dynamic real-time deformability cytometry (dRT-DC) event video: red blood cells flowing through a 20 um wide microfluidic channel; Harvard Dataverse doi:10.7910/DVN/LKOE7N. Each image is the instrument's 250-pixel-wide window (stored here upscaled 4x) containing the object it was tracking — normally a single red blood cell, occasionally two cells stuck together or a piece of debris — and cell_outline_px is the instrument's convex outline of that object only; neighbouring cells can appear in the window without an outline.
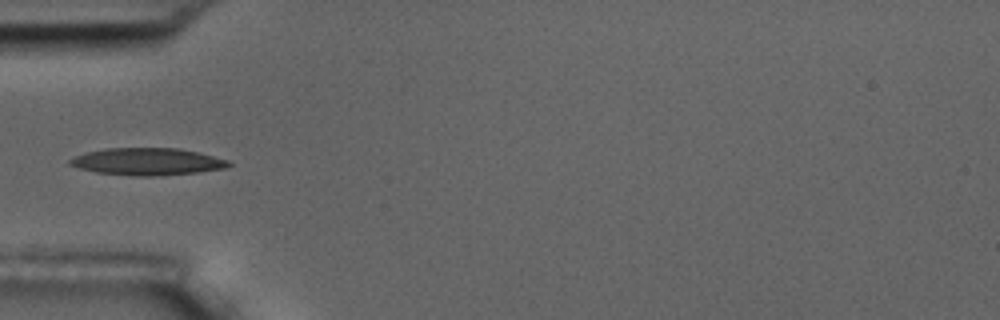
{"species": "common noctule bat (a hibernating species)", "species_latin": "Nyctalus noctula", "temperature_condition": "room temperature", "stored_images_in_passage": 10, "camera_frame_rate_fps": 3000, "um_per_image_px": 0.085, "animal": {"sex": "male", "body_mass_g": 17.5, "forearm_length_mm": 52.3}, "frame": {"image": 1, "passage_image": 6, "time_ms": 5.667, "image_size_px": [1000, 320], "cell_outline_px": [[232, 164], [228, 168], [196, 172], [152, 176], [132, 176], [96, 172], [80, 168], [68, 164], [68, 160], [84, 152], [104, 148], [180, 148], [228, 160]], "centroid_in_image_um": [12.5, 13.73], "position_along_channel_um": 72.5, "area_um2": 25.09}}
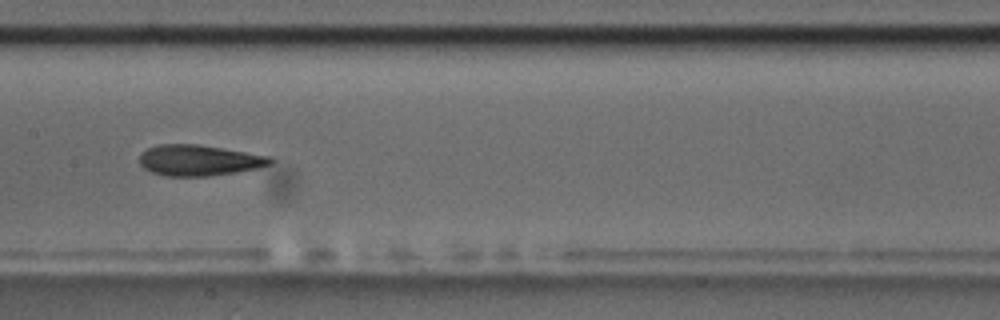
{"frame": {"image": 2, "passage_image": 9, "time_ms": 9.0, "image_size_px": [1000, 320], "cell_outline_px": [[272, 164], [256, 168], [236, 172], [208, 176], [164, 176], [152, 172], [144, 168], [140, 164], [140, 156], [148, 148], [160, 144], [196, 144], [272, 156]], "centroid_in_image_um": [16.93, 13.63], "position_along_channel_um": 190.5, "area_um2": 23.35}}
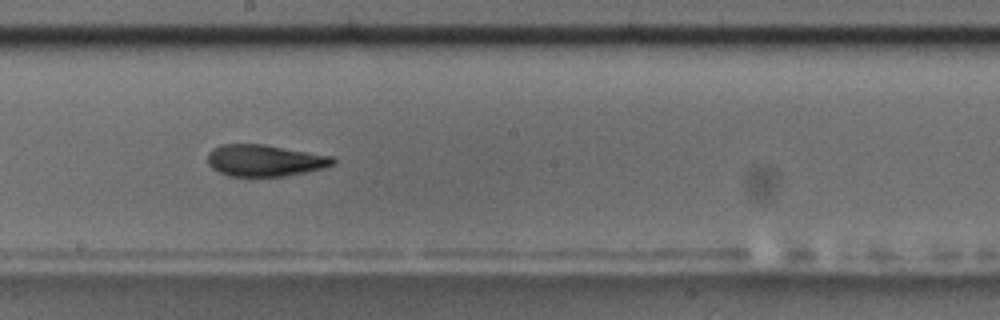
{"frame": {"image": 3, "passage_image": 10, "time_ms": 10.0, "image_size_px": [1000, 320], "cell_outline_px": [[336, 164], [324, 168], [284, 176], [228, 176], [212, 168], [208, 164], [208, 152], [212, 148], [220, 144], [264, 144], [332, 156], [336, 160]], "centroid_in_image_um": [22.5, 13.63], "position_along_channel_um": 225.7, "area_um2": 23.18}}